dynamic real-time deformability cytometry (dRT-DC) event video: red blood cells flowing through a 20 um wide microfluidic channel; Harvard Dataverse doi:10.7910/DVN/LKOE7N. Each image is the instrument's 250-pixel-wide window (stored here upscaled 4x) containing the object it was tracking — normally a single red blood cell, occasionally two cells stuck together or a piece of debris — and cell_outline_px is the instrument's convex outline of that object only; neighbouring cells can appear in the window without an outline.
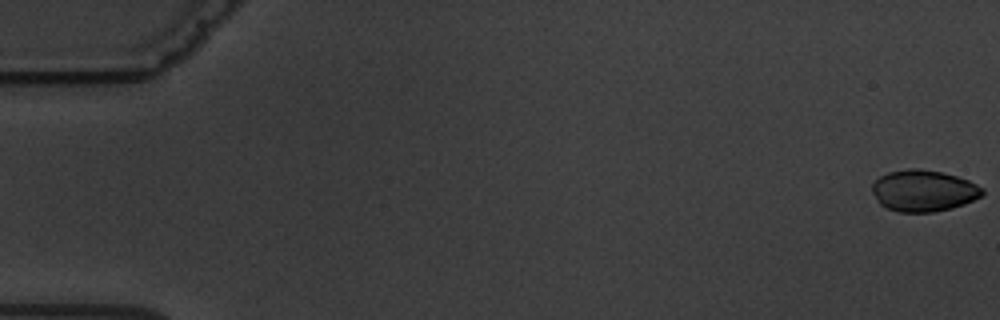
{"species": "common noctule bat (a hibernating species)", "species_latin": "Nyctalus noctula", "temperature_condition": "warm", "stored_images_in_passage": 7, "camera_frame_rate_fps": 3000, "um_per_image_px": 0.085, "animal": {"sex": "male", "body_mass_g": 19.5, "forearm_length_mm": 54.6}, "frame": {"image": 1, "passage_image": 1, "time_ms": 0.0, "image_size_px": [1000, 320], "cell_outline_px": [[984, 192], [980, 196], [964, 204], [952, 208], [932, 212], [896, 212], [880, 204], [872, 192], [872, 184], [880, 176], [888, 172], [908, 168], [920, 168], [944, 172], [968, 180], [984, 188]], "centroid_in_image_um": [78.49, 16.2], "position_along_channel_um": 6.5, "area_um2": 26.7}}
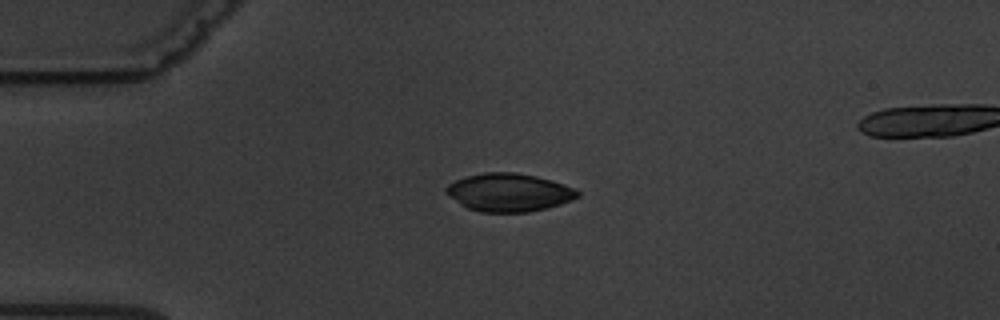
{"frame": {"image": 2, "passage_image": 5, "time_ms": 4.667, "image_size_px": [1000, 320], "cell_outline_px": [[580, 196], [572, 200], [548, 208], [528, 212], [480, 212], [468, 208], [460, 204], [448, 196], [444, 192], [444, 188], [448, 184], [456, 180], [468, 176], [484, 172], [516, 172], [536, 176], [552, 180], [576, 188], [580, 192]], "centroid_in_image_um": [43.27, 16.35], "position_along_channel_um": 41.7, "area_um2": 29.42}}
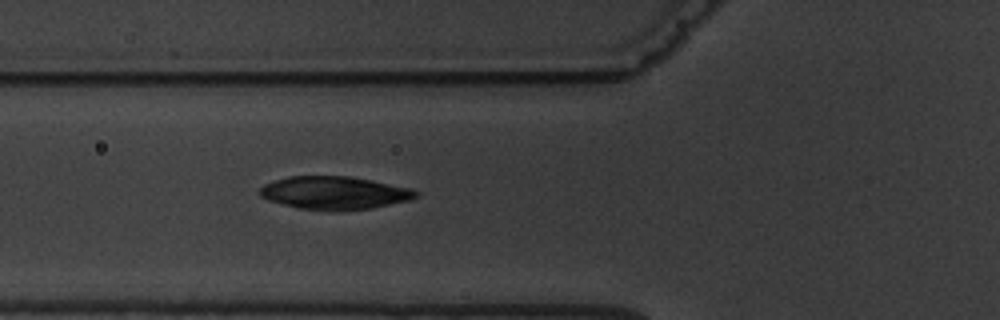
{"frame": {"image": 3, "passage_image": 7, "time_ms": 7.0, "image_size_px": [1000, 320], "cell_outline_px": [[420, 196], [408, 200], [372, 208], [340, 212], [300, 208], [268, 200], [260, 196], [256, 192], [264, 184], [288, 176], [348, 176], [372, 180], [412, 188], [420, 192]], "centroid_in_image_um": [28.44, 16.4], "position_along_channel_um": 97.4, "area_um2": 30.29}}